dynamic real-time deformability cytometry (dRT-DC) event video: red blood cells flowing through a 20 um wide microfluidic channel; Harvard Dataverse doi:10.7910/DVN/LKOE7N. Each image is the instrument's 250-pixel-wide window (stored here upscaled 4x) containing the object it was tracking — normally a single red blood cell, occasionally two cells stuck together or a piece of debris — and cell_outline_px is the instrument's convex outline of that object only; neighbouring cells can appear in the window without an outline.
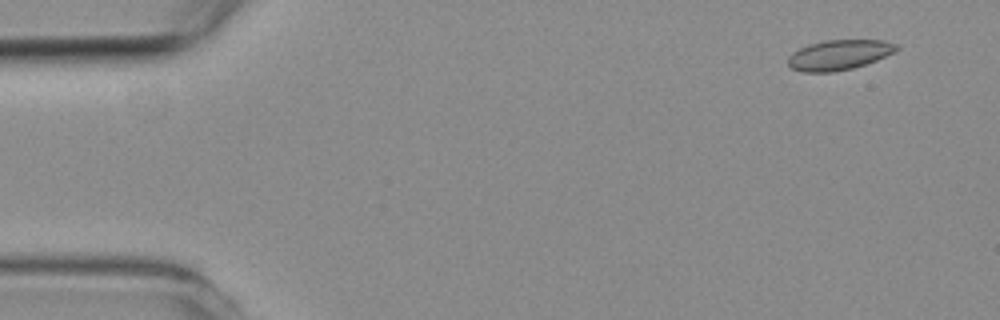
{"species": "common noctule bat (a hibernating species)", "species_latin": "Nyctalus noctula", "temperature_condition": "room temperature", "stored_images_in_passage": 4, "camera_frame_rate_fps": 3000, "um_per_image_px": 0.085, "animal": {"sex": "female", "body_mass_g": 19.3, "forearm_length_mm": 54.1}, "frame": {"image": 1, "passage_image": 1, "time_ms": 0.0, "image_size_px": [1000, 320], "cell_outline_px": [[900, 48], [896, 52], [876, 60], [852, 68], [832, 72], [800, 72], [792, 68], [788, 64], [788, 56], [792, 52], [808, 44], [824, 40], [884, 40], [896, 44]], "centroid_in_image_um": [71.31, 4.66], "position_along_channel_um": 13.7, "area_um2": 19.07}}
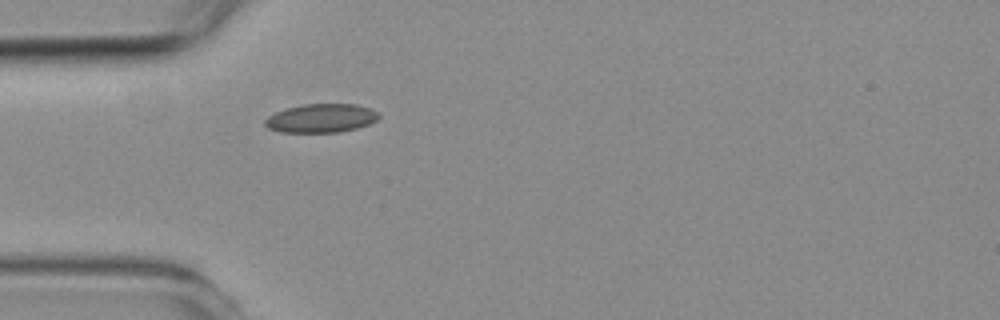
{"frame": {"image": 2, "passage_image": 4, "time_ms": 4.0, "image_size_px": [1000, 320], "cell_outline_px": [[380, 116], [376, 120], [368, 124], [356, 128], [340, 132], [280, 132], [268, 128], [264, 124], [264, 120], [268, 116], [284, 108], [304, 104], [356, 104], [368, 108], [376, 112]], "centroid_in_image_um": [27.25, 10.04], "position_along_channel_um": 57.7, "area_um2": 18.96}}